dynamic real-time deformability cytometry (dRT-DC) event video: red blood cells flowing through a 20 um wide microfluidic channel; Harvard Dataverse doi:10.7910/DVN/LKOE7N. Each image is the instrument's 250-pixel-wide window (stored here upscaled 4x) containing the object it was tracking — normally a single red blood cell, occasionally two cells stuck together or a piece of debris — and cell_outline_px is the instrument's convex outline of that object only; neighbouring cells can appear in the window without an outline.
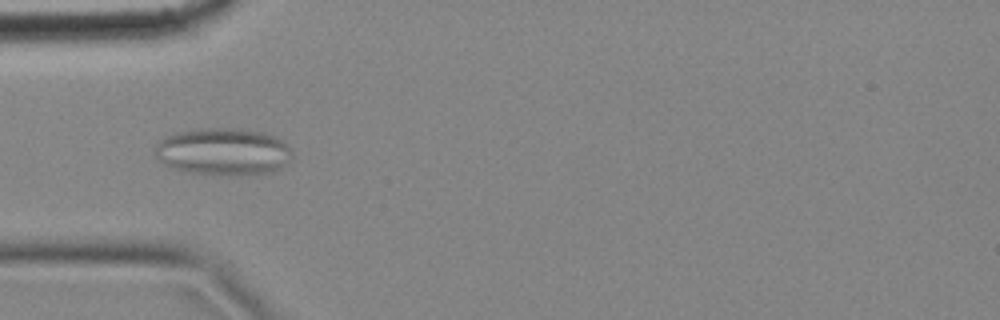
{"species": "common noctule bat (a hibernating species)", "species_latin": "Nyctalus noctula", "temperature_condition": "cold", "stored_images_in_passage": 7, "camera_frame_rate_fps": 3000, "um_per_image_px": 0.085, "animal": {"sex": "female", "body_mass_g": 18.4}, "frame": {"image": 1, "passage_image": 3, "time_ms": 0.667, "image_size_px": [1000, 320], "cell_outline_px": [[292, 156], [276, 172], [236, 176], [228, 176], [192, 172], [172, 168], [156, 160], [156, 148], [160, 140], [176, 132], [200, 128], [240, 128], [260, 132], [272, 136], [280, 140], [292, 152]], "centroid_in_image_um": [18.96, 12.9], "position_along_channel_um": 66.0, "area_um2": 37.74}}
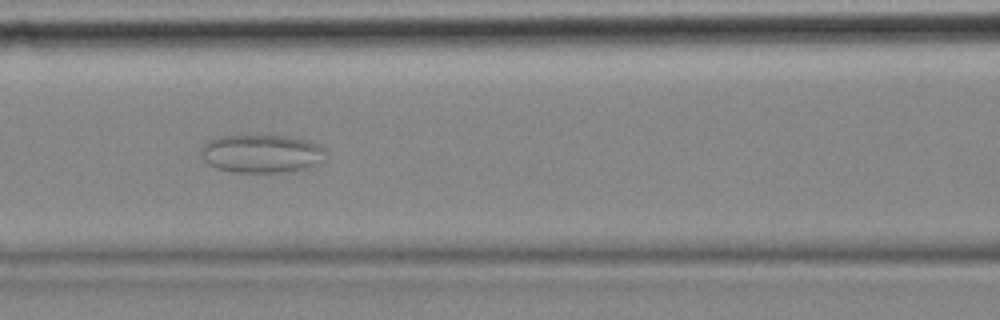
{"frame": {"image": 2, "passage_image": 5, "time_ms": 1.333, "image_size_px": [1000, 320], "cell_outline_px": [[324, 148], [320, 160], [316, 164], [308, 168], [292, 172], [232, 172], [216, 168], [208, 164], [204, 160], [200, 152], [204, 144], [208, 140], [216, 136], [284, 136], [304, 140], [316, 144]], "centroid_in_image_um": [22.16, 13.07], "position_along_channel_um": 144.4, "area_um2": 27.51}}